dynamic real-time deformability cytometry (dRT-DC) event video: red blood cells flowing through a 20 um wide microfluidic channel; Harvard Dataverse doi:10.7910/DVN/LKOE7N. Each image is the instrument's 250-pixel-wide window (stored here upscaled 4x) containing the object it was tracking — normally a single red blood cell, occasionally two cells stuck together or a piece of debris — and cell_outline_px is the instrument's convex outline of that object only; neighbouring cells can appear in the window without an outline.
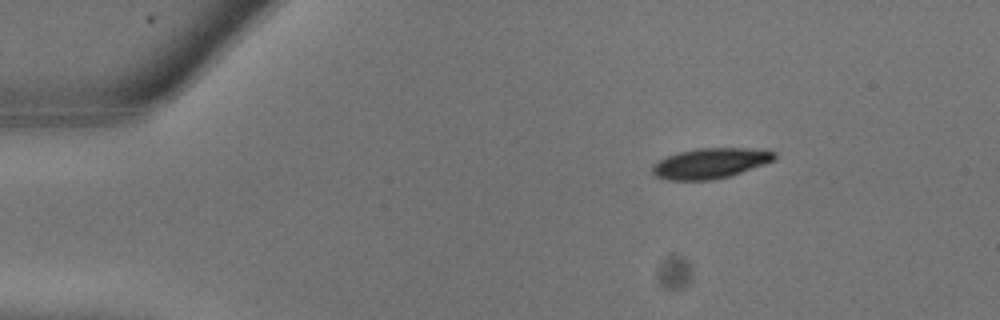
{"species": "common noctule bat (a hibernating species)", "species_latin": "Nyctalus noctula", "temperature_condition": "warm", "stored_images_in_passage": 8, "camera_frame_rate_fps": 3000, "um_per_image_px": 0.085, "animal": {"sex": "male", "body_mass_g": 13.3}, "frame": {"image": 1, "passage_image": 1, "time_ms": 0.0, "image_size_px": [1000, 320], "cell_outline_px": [[776, 160], [732, 176], [712, 180], [668, 180], [652, 176], [652, 164], [668, 156], [680, 152], [700, 148], [768, 148], [776, 152]], "centroid_in_image_um": [60.45, 13.88], "position_along_channel_um": 24.6, "area_um2": 22.02}}
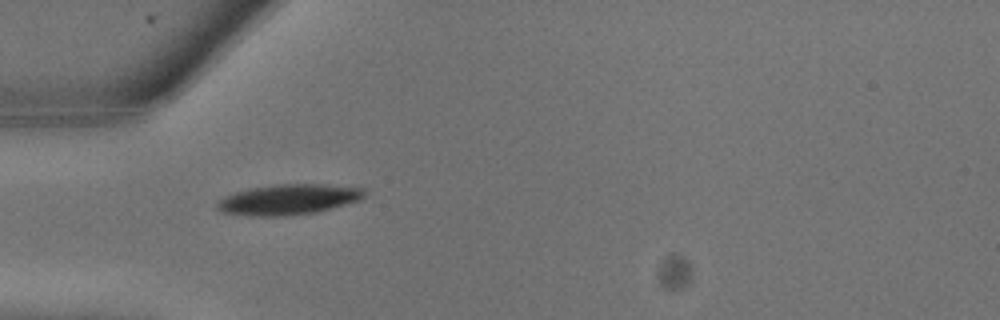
{"frame": {"image": 2, "passage_image": 5, "time_ms": 1.333, "image_size_px": [1000, 320], "cell_outline_px": [[368, 192], [360, 200], [316, 212], [288, 216], [248, 216], [220, 212], [216, 208], [216, 204], [224, 196], [236, 192], [256, 188], [280, 184], [320, 184], [364, 188]], "centroid_in_image_um": [24.53, 16.97], "position_along_channel_um": 60.5, "area_um2": 26.01}}
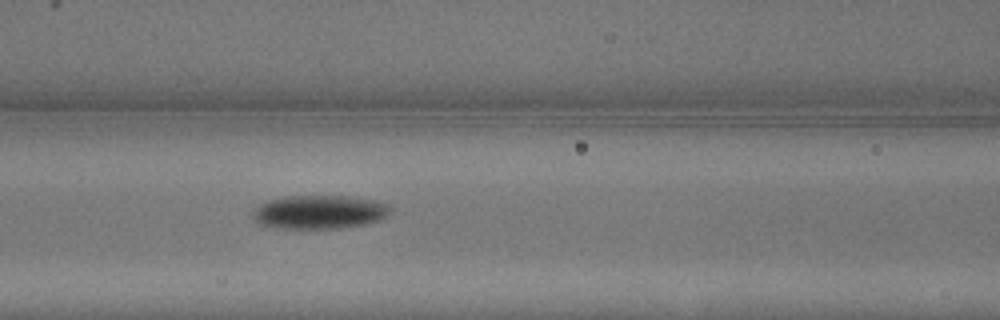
{"frame": {"image": 3, "passage_image": 8, "time_ms": 2.333, "image_size_px": [1000, 320], "cell_outline_px": [[392, 208], [380, 220], [368, 224], [340, 228], [276, 228], [260, 224], [252, 216], [256, 208], [260, 204], [268, 200], [288, 196], [348, 196], [372, 200], [388, 204]], "centroid_in_image_um": [27.15, 18.02], "position_along_channel_um": 139.4, "area_um2": 26.82}}